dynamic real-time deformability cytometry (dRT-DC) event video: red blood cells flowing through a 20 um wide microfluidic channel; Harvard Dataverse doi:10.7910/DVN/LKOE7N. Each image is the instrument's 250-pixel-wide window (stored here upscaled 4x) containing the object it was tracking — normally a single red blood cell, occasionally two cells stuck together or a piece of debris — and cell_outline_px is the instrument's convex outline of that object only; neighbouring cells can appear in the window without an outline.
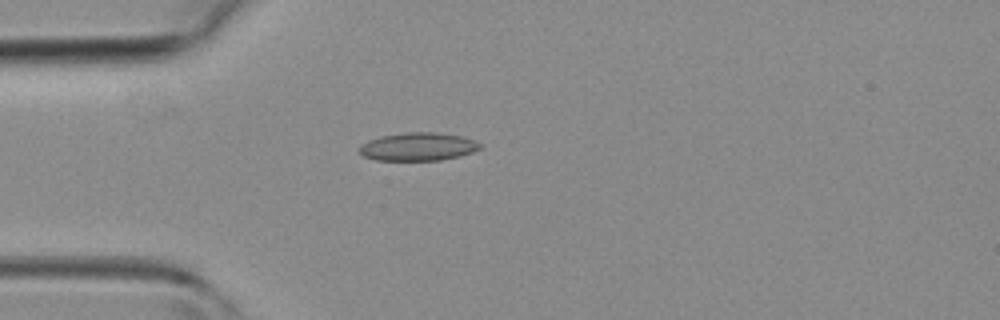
{"species": "common noctule bat (a hibernating species)", "species_latin": "Nyctalus noctula", "temperature_condition": "room temperature", "stored_images_in_passage": 30, "camera_frame_rate_fps": 3000, "um_per_image_px": 0.085, "animal": {"sex": "female", "body_mass_g": 19.3, "forearm_length_mm": 54.1}, "frame": {"image": 1, "passage_image": 2, "time_ms": 0.333, "image_size_px": [1000, 320], "cell_outline_px": [[480, 148], [472, 152], [460, 156], [440, 160], [376, 160], [364, 156], [360, 152], [360, 144], [368, 140], [380, 136], [408, 132], [436, 132], [460, 136], [472, 140], [480, 144]], "centroid_in_image_um": [35.5, 12.46], "position_along_channel_um": 49.5, "area_um2": 19.59}}
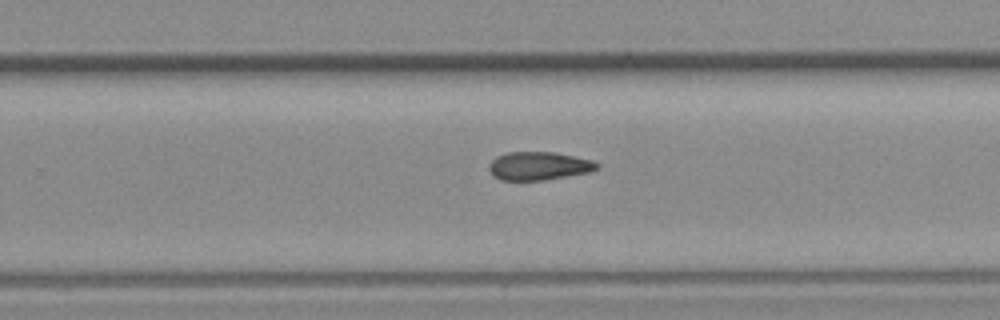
{"frame": {"image": 2, "passage_image": 17, "time_ms": 5.333, "image_size_px": [1000, 320], "cell_outline_px": [[600, 168], [592, 172], [544, 180], [500, 180], [492, 176], [488, 168], [488, 164], [496, 156], [508, 152], [552, 152], [592, 160], [600, 164]], "centroid_in_image_um": [45.79, 14.11], "position_along_channel_um": 284.0, "area_um2": 17.98}}
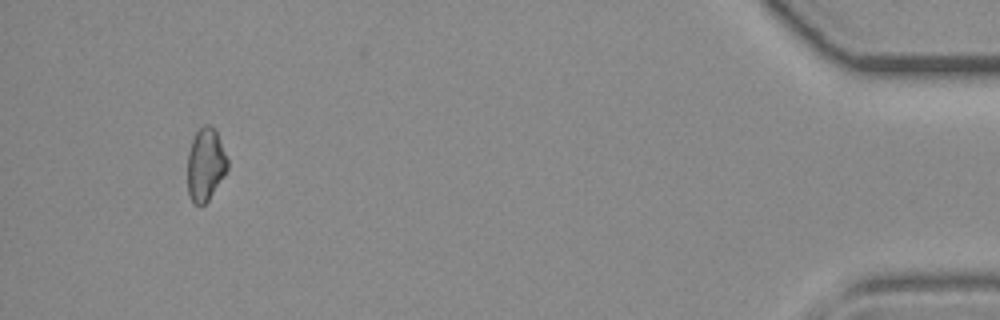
{"frame": {"image": 3, "passage_image": 30, "time_ms": 9.667, "image_size_px": [1000, 320], "cell_outline_px": [[228, 168], [224, 176], [208, 200], [200, 208], [192, 200], [188, 192], [188, 152], [192, 140], [196, 132], [204, 124], [208, 124], [216, 128], [228, 160]], "centroid_in_image_um": [17.48, 13.96], "position_along_channel_um": 417.7, "area_um2": 17.05}}